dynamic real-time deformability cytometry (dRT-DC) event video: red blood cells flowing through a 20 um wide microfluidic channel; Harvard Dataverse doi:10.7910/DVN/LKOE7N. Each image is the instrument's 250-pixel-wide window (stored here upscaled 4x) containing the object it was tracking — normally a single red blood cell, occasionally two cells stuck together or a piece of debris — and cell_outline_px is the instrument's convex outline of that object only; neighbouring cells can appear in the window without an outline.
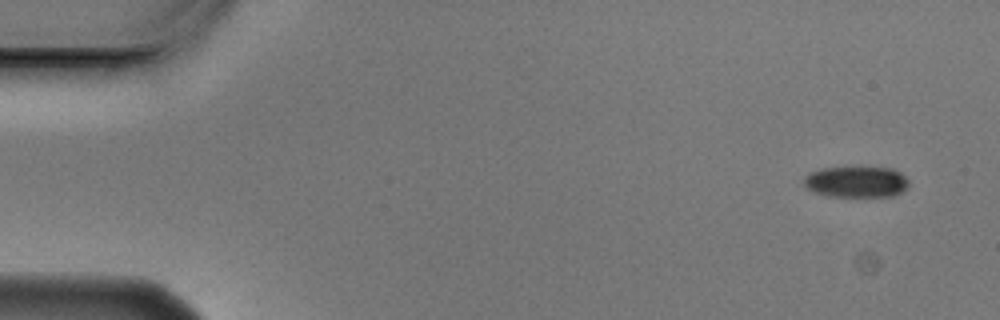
{"species": "Egyptian fruit bat (a non-hibernating species)", "species_latin": "Rousettus aegyptiacus", "temperature_condition": "cold", "stored_images_in_passage": 4, "camera_frame_rate_fps": 3000, "um_per_image_px": 0.085, "animal": {"sex": "male"}, "frame": {"image": 1, "passage_image": 1, "time_ms": 0.0, "image_size_px": [1000, 320], "cell_outline_px": [[908, 188], [892, 196], [828, 196], [816, 192], [808, 188], [804, 184], [804, 176], [808, 172], [820, 168], [892, 168], [900, 172], [908, 180]], "centroid_in_image_um": [72.78, 15.45], "position_along_channel_um": 12.2, "area_um2": 18.84}}
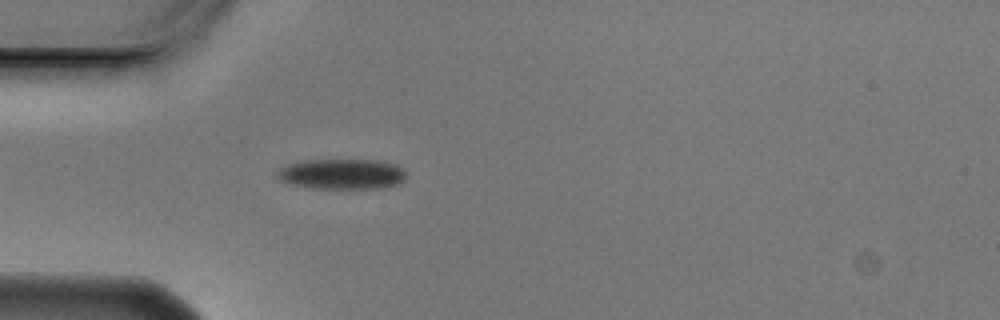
{"frame": {"image": 2, "passage_image": 4, "time_ms": 1.0, "image_size_px": [1000, 320], "cell_outline_px": [[408, 176], [400, 184], [384, 188], [312, 188], [292, 184], [280, 180], [276, 176], [276, 172], [280, 168], [288, 164], [304, 160], [376, 160], [396, 164]], "centroid_in_image_um": [29.08, 14.79], "position_along_channel_um": 55.9, "area_um2": 22.89}}